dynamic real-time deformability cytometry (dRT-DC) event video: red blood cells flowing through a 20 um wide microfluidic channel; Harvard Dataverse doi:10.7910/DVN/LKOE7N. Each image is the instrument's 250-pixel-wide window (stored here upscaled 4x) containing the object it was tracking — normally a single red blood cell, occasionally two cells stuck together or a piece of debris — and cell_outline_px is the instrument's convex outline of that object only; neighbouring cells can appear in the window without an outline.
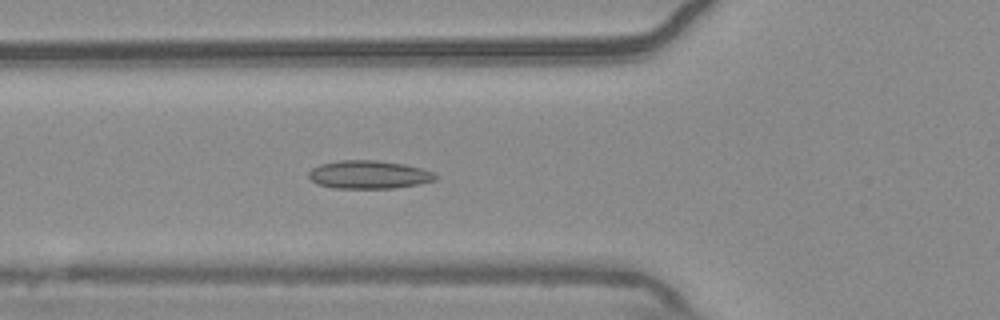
{"species": "common noctule bat (a hibernating species)", "species_latin": "Nyctalus noctula", "temperature_condition": "warm", "stored_images_in_passage": 55, "camera_frame_rate_fps": 3000, "um_per_image_px": 0.085, "animal": {"sex": "male", "body_mass_g": 20.4}, "frame": {"image": 1, "passage_image": 20, "time_ms": 6.333, "image_size_px": [1000, 320], "cell_outline_px": [[440, 176], [436, 180], [420, 184], [392, 188], [336, 188], [316, 184], [308, 176], [308, 172], [312, 168], [320, 164], [340, 160], [380, 160], [404, 164], [436, 172]], "centroid_in_image_um": [31.39, 14.84], "position_along_channel_um": 94.4, "area_um2": 21.04}}
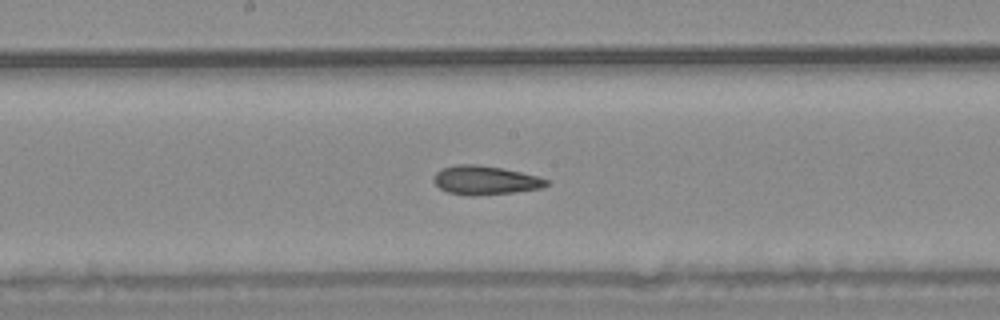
{"frame": {"image": 2, "passage_image": 29, "time_ms": 9.333, "image_size_px": [1000, 320], "cell_outline_px": [[548, 184], [540, 188], [512, 192], [472, 196], [448, 192], [440, 188], [432, 180], [432, 176], [440, 168], [456, 164], [476, 164], [500, 168], [520, 172], [536, 176], [548, 180]], "centroid_in_image_um": [41.16, 15.31], "position_along_channel_um": 207.0, "area_um2": 18.79}}
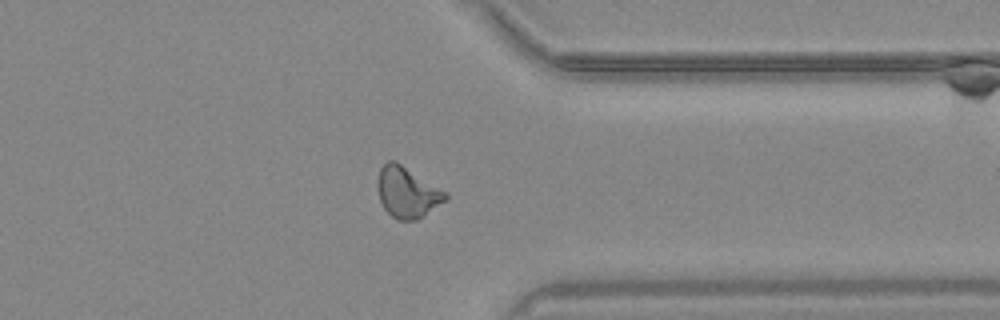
{"frame": {"image": 3, "passage_image": 43, "time_ms": 14.0, "image_size_px": [1000, 320], "cell_outline_px": [[448, 200], [416, 220], [396, 220], [384, 208], [380, 200], [380, 168], [388, 160], [396, 160], [448, 192]], "centroid_in_image_um": [34.68, 16.34], "position_along_channel_um": 376.7, "area_um2": 19.94}, "authors_computed_cell_mechanics": {"area_um2": 19.941, "velocity_mm_per_s": 3.7317, "shape_relaxation_time_tau1_ms": null, "shape_relaxation_time_tau2_ms": 3.0762, "deformation_change_tau1": null, "deformation_change_tau2": 0.0985}}